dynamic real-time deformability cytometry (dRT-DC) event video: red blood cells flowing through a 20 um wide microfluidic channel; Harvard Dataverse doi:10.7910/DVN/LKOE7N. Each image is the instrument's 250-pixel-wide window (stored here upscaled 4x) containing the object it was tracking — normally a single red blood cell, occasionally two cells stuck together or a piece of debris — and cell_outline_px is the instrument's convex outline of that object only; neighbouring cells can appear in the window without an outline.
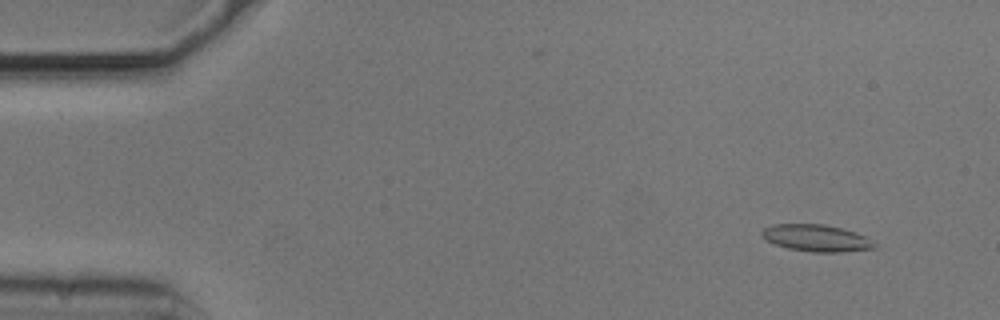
{"species": "common noctule bat (a hibernating species)", "species_latin": "Nyctalus noctula", "temperature_condition": "cold", "stored_images_in_passage": 55, "camera_frame_rate_fps": 3000, "um_per_image_px": 0.085, "animal": {"sex": "male", "body_mass_g": 20.5, "forearm_length_mm": 52.5}, "frame": {"image": 1, "passage_image": 5, "time_ms": 1.333, "image_size_px": [1000, 320], "cell_outline_px": [[880, 248], [844, 252], [812, 252], [788, 248], [776, 244], [768, 240], [760, 232], [764, 228], [772, 224], [824, 224], [856, 232], [864, 236], [876, 244]], "centroid_in_image_um": [69.44, 20.24], "position_along_channel_um": 15.6, "area_um2": 17.57}}
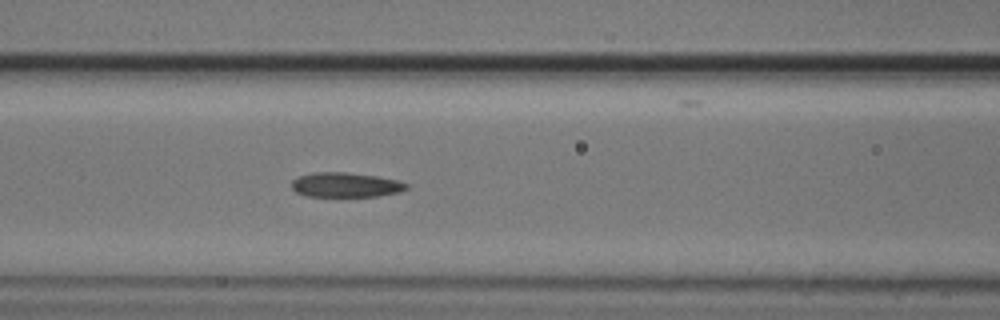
{"frame": {"image": 2, "passage_image": 23, "time_ms": 7.333, "image_size_px": [1000, 320], "cell_outline_px": [[408, 188], [400, 192], [376, 196], [304, 196], [296, 192], [292, 188], [292, 180], [296, 176], [312, 172], [348, 172], [376, 176], [396, 180], [408, 184]], "centroid_in_image_um": [29.33, 15.7], "position_along_channel_um": 137.3, "area_um2": 16.59}}
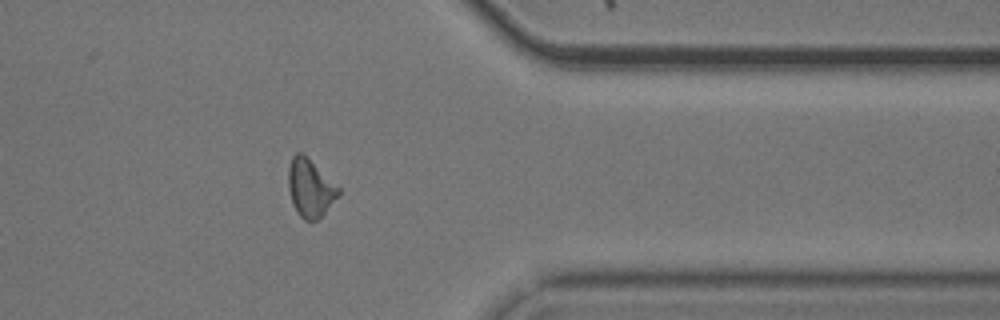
{"frame": {"image": 3, "passage_image": 44, "time_ms": 14.333, "image_size_px": [1000, 320], "cell_outline_px": [[340, 192], [324, 212], [316, 220], [304, 220], [296, 212], [292, 204], [288, 188], [288, 168], [292, 156], [296, 152], [300, 152], [340, 188]], "centroid_in_image_um": [26.31, 15.99], "position_along_channel_um": 385.1, "area_um2": 16.42}, "authors_computed_cell_mechanics": {"area_um2": 17.1088, "velocity_mm_per_s": 3.7199, "shape_relaxation_time_tau1_ms": 6.6603, "shape_relaxation_time_tau2_ms": 6.7875, "deformation_change_tau1": 0.142, "deformation_change_tau2": 0.1664}}